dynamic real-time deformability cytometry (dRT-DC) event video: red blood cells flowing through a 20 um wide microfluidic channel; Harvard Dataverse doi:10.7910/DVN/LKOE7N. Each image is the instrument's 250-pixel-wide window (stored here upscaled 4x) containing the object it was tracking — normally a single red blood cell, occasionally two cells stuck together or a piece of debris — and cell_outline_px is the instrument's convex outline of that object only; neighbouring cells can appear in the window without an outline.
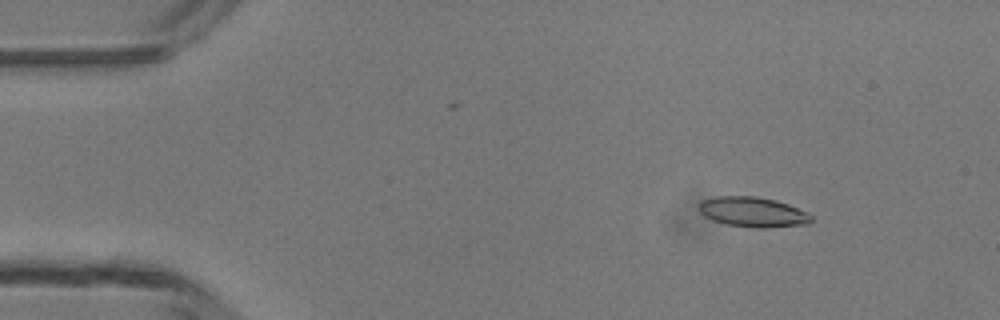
{"species": "common noctule bat (a hibernating species)", "species_latin": "Nyctalus noctula", "temperature_condition": "room temperature", "stored_images_in_passage": 4, "camera_frame_rate_fps": 3000, "um_per_image_px": 0.085, "animal": {"sex": "male", "body_mass_g": 13.3}, "frame": {"image": 1, "passage_image": 2, "time_ms": 1.0, "image_size_px": [1000, 320], "cell_outline_px": [[812, 220], [808, 224], [768, 228], [756, 228], [728, 224], [712, 220], [704, 216], [700, 212], [700, 200], [716, 196], [756, 196], [776, 200], [788, 204], [808, 212], [812, 216]], "centroid_in_image_um": [64.01, 18.02], "position_along_channel_um": 21.0, "area_um2": 19.77}}